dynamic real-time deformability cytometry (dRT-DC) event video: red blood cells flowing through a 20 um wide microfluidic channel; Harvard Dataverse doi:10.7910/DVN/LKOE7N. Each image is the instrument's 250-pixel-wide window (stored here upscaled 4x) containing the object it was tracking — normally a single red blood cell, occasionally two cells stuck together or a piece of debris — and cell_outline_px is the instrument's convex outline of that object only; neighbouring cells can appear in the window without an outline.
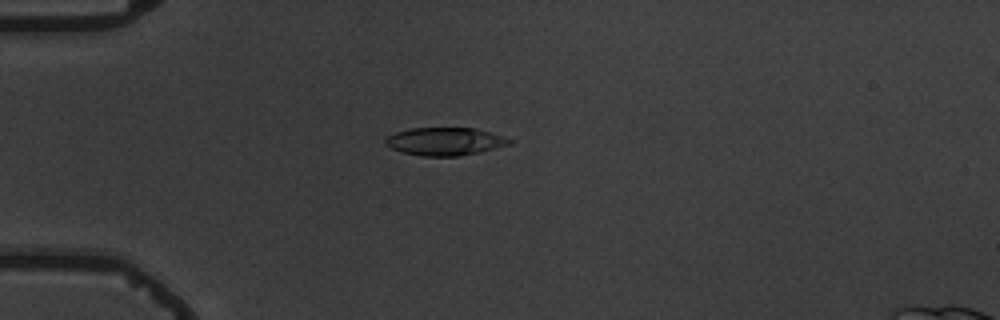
{"species": "common noctule bat (a hibernating species)", "species_latin": "Nyctalus noctula", "temperature_condition": "warm", "stored_images_in_passage": 6, "camera_frame_rate_fps": 3000, "um_per_image_px": 0.085, "animal": {"sex": "male", "body_mass_g": 19.5, "forearm_length_mm": 54.6}, "frame": {"image": 1, "passage_image": 4, "time_ms": 3.333, "image_size_px": [1000, 320], "cell_outline_px": [[512, 144], [480, 152], [460, 156], [424, 156], [404, 152], [392, 148], [384, 144], [384, 140], [388, 136], [396, 132], [412, 128], [476, 128], [492, 132], [504, 136], [512, 140]], "centroid_in_image_um": [37.87, 12.02], "position_along_channel_um": 47.1, "area_um2": 20.17}}
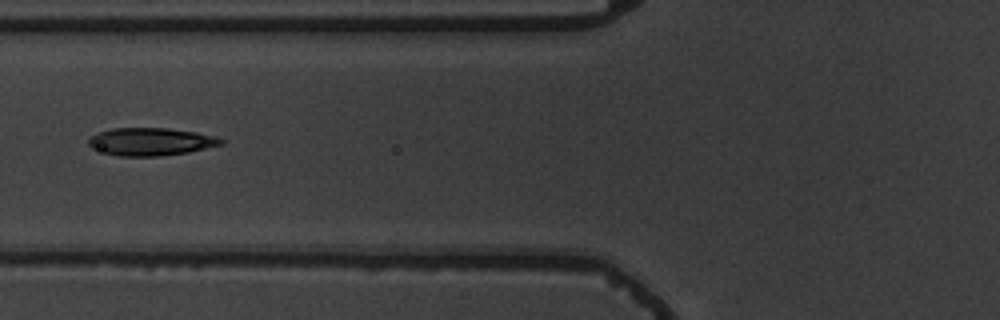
{"frame": {"image": 2, "passage_image": 6, "time_ms": 5.667, "image_size_px": [1000, 320], "cell_outline_px": [[224, 144], [188, 152], [160, 156], [120, 156], [104, 152], [92, 148], [88, 144], [88, 140], [92, 136], [100, 132], [112, 128], [168, 128], [196, 132], [216, 136], [224, 140]], "centroid_in_image_um": [12.85, 12.04], "position_along_channel_um": 113.0, "area_um2": 21.33}}